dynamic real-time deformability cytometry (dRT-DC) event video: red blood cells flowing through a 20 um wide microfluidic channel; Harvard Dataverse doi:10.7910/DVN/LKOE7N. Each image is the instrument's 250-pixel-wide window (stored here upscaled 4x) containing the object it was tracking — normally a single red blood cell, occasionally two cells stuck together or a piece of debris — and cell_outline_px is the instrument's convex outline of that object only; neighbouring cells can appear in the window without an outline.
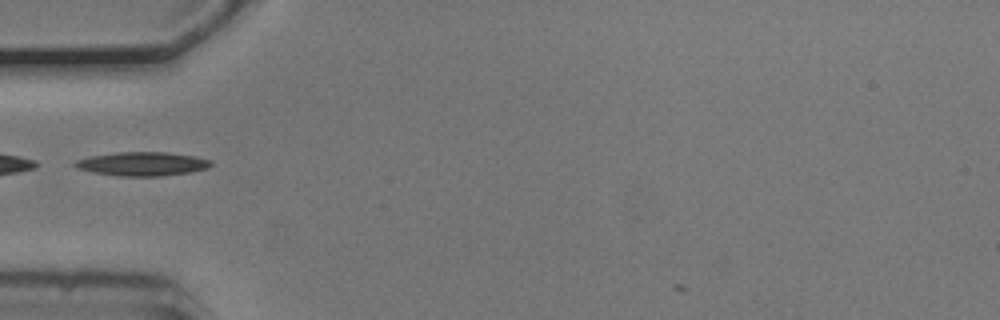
{"species": "common noctule bat (a hibernating species)", "species_latin": "Nyctalus noctula", "temperature_condition": "cold", "stored_images_in_passage": 34, "camera_frame_rate_fps": 3000, "um_per_image_px": 0.085, "animal": {"sex": "male", "body_mass_g": 20.5, "forearm_length_mm": 52.5}, "frame": {"image": 1, "passage_image": 1, "time_ms": 0.0, "image_size_px": [1000, 320], "cell_outline_px": [[212, 164], [208, 168], [192, 172], [160, 176], [116, 176], [92, 172], [76, 168], [72, 164], [76, 160], [92, 156], [116, 152], [168, 152], [196, 156], [212, 160]], "centroid_in_image_um": [12.11, 13.93], "position_along_channel_um": 72.9, "area_um2": 19.07}}